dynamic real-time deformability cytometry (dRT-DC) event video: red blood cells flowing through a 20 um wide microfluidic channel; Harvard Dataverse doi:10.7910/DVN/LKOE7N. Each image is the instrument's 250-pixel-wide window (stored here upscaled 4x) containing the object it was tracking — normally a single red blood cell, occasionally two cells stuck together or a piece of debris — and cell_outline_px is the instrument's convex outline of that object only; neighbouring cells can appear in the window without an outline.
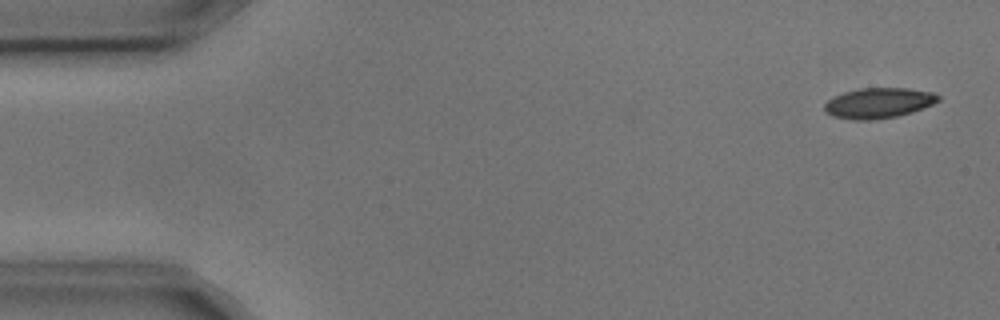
{"species": "common noctule bat (a hibernating species)", "species_latin": "Nyctalus noctula", "temperature_condition": "cold", "stored_images_in_passage": 10, "camera_frame_rate_fps": 3000, "um_per_image_px": 0.085, "animal": {"sex": "male", "body_mass_g": 17.9, "forearm_length_mm": 54.2}, "frame": {"image": 1, "passage_image": 1, "time_ms": 0.0, "image_size_px": [1000, 320], "cell_outline_px": [[940, 100], [924, 108], [912, 112], [896, 116], [872, 120], [852, 120], [832, 116], [824, 112], [824, 104], [828, 100], [844, 92], [860, 88], [908, 88], [936, 92], [940, 96]], "centroid_in_image_um": [74.7, 8.75], "position_along_channel_um": 10.3, "area_um2": 20.29}}
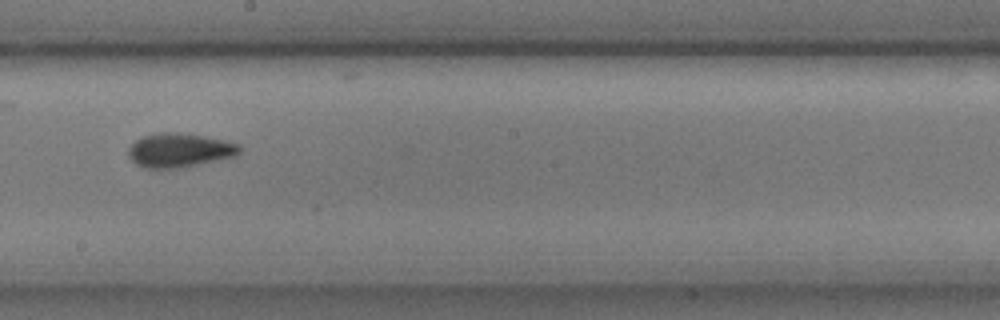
{"frame": {"image": 2, "passage_image": 9, "time_ms": 2.667, "image_size_px": [1000, 320], "cell_outline_px": [[240, 152], [236, 156], [176, 168], [148, 168], [136, 164], [128, 156], [128, 148], [136, 140], [144, 136], [160, 132], [180, 132], [224, 140], [240, 144]], "centroid_in_image_um": [15.24, 12.76], "position_along_channel_um": 233.0, "area_um2": 21.79}}
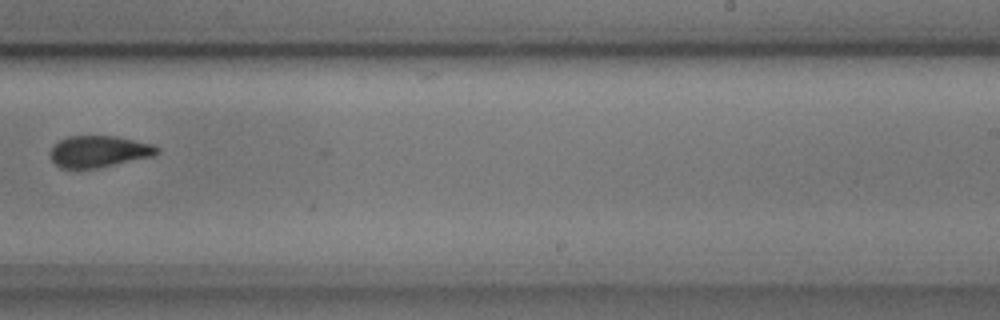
{"frame": {"image": 3, "passage_image": 10, "time_ms": 3.0, "image_size_px": [1000, 320], "cell_outline_px": [[160, 152], [156, 156], [100, 168], [60, 168], [52, 160], [48, 152], [60, 140], [68, 136], [116, 136], [152, 144], [160, 148]], "centroid_in_image_um": [8.45, 12.88], "position_along_channel_um": 280.5, "area_um2": 19.88}}